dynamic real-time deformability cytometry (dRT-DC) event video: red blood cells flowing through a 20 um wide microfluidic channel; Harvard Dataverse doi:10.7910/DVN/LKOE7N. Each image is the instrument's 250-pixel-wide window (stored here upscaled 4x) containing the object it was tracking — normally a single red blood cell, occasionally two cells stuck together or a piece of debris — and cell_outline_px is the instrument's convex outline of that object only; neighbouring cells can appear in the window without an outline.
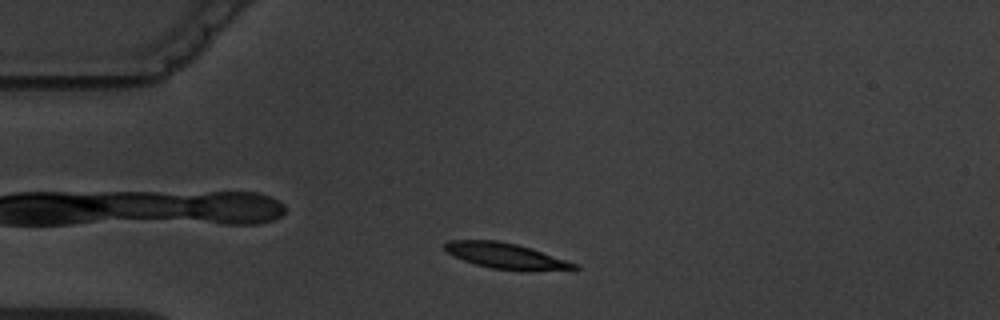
{"species": "common noctule bat (a hibernating species)", "species_latin": "Nyctalus noctula", "temperature_condition": "warm", "stored_images_in_passage": 2, "camera_frame_rate_fps": 3000, "um_per_image_px": 0.085, "animal": {"sex": "male", "body_mass_g": 19.5, "forearm_length_mm": 54.6}, "frame": {"image": 1, "passage_image": 1, "time_ms": 0.0, "image_size_px": [1000, 320], "cell_outline_px": [[580, 268], [576, 272], [528, 272], [492, 268], [476, 264], [464, 260], [448, 252], [444, 248], [444, 244], [448, 240], [496, 240], [516, 244], [532, 248], [576, 264]], "centroid_in_image_um": [43.17, 21.8], "position_along_channel_um": 41.8, "area_um2": 19.94}}
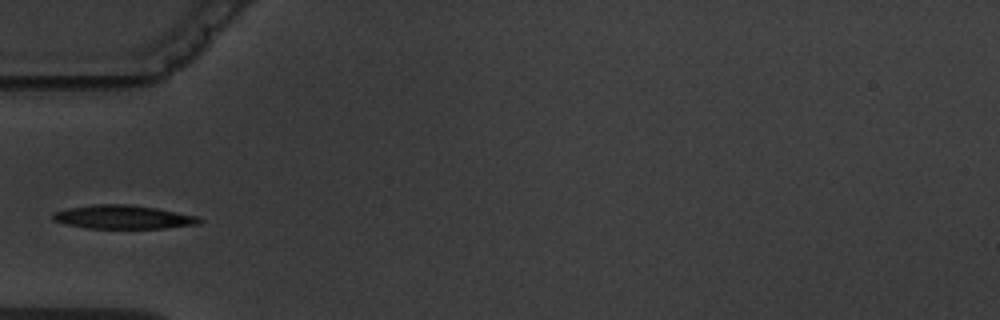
{"frame": {"image": 2, "passage_image": 2, "time_ms": 1.667, "image_size_px": [1000, 320], "cell_outline_px": [[204, 220], [200, 224], [164, 228], [88, 228], [68, 224], [52, 220], [52, 212], [68, 208], [96, 204], [128, 204], [156, 208], [200, 216]], "centroid_in_image_um": [10.52, 18.44], "position_along_channel_um": 74.5, "area_um2": 20.23}}